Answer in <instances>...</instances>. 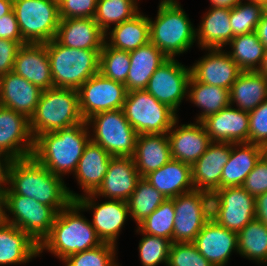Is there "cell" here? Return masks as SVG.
I'll return each instance as SVG.
<instances>
[{
	"label": "cell",
	"instance_id": "cell-1",
	"mask_svg": "<svg viewBox=\"0 0 267 266\" xmlns=\"http://www.w3.org/2000/svg\"><path fill=\"white\" fill-rule=\"evenodd\" d=\"M64 178L54 175L33 156L7 160L4 165L6 194L32 198L53 207L57 212L65 209L80 195L69 190Z\"/></svg>",
	"mask_w": 267,
	"mask_h": 266
},
{
	"label": "cell",
	"instance_id": "cell-2",
	"mask_svg": "<svg viewBox=\"0 0 267 266\" xmlns=\"http://www.w3.org/2000/svg\"><path fill=\"white\" fill-rule=\"evenodd\" d=\"M86 121L54 132L42 133L34 139L32 156L54 175L75 173L85 146L90 141Z\"/></svg>",
	"mask_w": 267,
	"mask_h": 266
},
{
	"label": "cell",
	"instance_id": "cell-3",
	"mask_svg": "<svg viewBox=\"0 0 267 266\" xmlns=\"http://www.w3.org/2000/svg\"><path fill=\"white\" fill-rule=\"evenodd\" d=\"M81 211L80 206L72 201L58 212L50 234L39 245V254L47 250L63 261L70 255L102 244L91 221L81 215Z\"/></svg>",
	"mask_w": 267,
	"mask_h": 266
},
{
	"label": "cell",
	"instance_id": "cell-4",
	"mask_svg": "<svg viewBox=\"0 0 267 266\" xmlns=\"http://www.w3.org/2000/svg\"><path fill=\"white\" fill-rule=\"evenodd\" d=\"M150 23V42L167 58L186 53L196 41V28L177 0H161Z\"/></svg>",
	"mask_w": 267,
	"mask_h": 266
},
{
	"label": "cell",
	"instance_id": "cell-5",
	"mask_svg": "<svg viewBox=\"0 0 267 266\" xmlns=\"http://www.w3.org/2000/svg\"><path fill=\"white\" fill-rule=\"evenodd\" d=\"M53 87L77 90L99 73L101 50L77 49L59 44L55 39L46 43Z\"/></svg>",
	"mask_w": 267,
	"mask_h": 266
},
{
	"label": "cell",
	"instance_id": "cell-6",
	"mask_svg": "<svg viewBox=\"0 0 267 266\" xmlns=\"http://www.w3.org/2000/svg\"><path fill=\"white\" fill-rule=\"evenodd\" d=\"M83 121L77 90L53 87L42 90L35 112L30 118V129L35 139L42 133L68 128Z\"/></svg>",
	"mask_w": 267,
	"mask_h": 266
},
{
	"label": "cell",
	"instance_id": "cell-7",
	"mask_svg": "<svg viewBox=\"0 0 267 266\" xmlns=\"http://www.w3.org/2000/svg\"><path fill=\"white\" fill-rule=\"evenodd\" d=\"M92 127L90 141L101 146L112 157H132L138 133L126 119L123 109L109 110L86 120Z\"/></svg>",
	"mask_w": 267,
	"mask_h": 266
},
{
	"label": "cell",
	"instance_id": "cell-8",
	"mask_svg": "<svg viewBox=\"0 0 267 266\" xmlns=\"http://www.w3.org/2000/svg\"><path fill=\"white\" fill-rule=\"evenodd\" d=\"M13 11L26 43L55 39L60 22L58 0H13Z\"/></svg>",
	"mask_w": 267,
	"mask_h": 266
},
{
	"label": "cell",
	"instance_id": "cell-9",
	"mask_svg": "<svg viewBox=\"0 0 267 266\" xmlns=\"http://www.w3.org/2000/svg\"><path fill=\"white\" fill-rule=\"evenodd\" d=\"M123 111L138 134H167L178 118L173 109L146 90L127 92Z\"/></svg>",
	"mask_w": 267,
	"mask_h": 266
},
{
	"label": "cell",
	"instance_id": "cell-10",
	"mask_svg": "<svg viewBox=\"0 0 267 266\" xmlns=\"http://www.w3.org/2000/svg\"><path fill=\"white\" fill-rule=\"evenodd\" d=\"M5 211L11 214L6 213L5 222L26 232L39 245L50 234L58 214L53 207L17 194H6Z\"/></svg>",
	"mask_w": 267,
	"mask_h": 266
},
{
	"label": "cell",
	"instance_id": "cell-11",
	"mask_svg": "<svg viewBox=\"0 0 267 266\" xmlns=\"http://www.w3.org/2000/svg\"><path fill=\"white\" fill-rule=\"evenodd\" d=\"M211 218L238 233L255 219V197L242 186L220 188L211 195Z\"/></svg>",
	"mask_w": 267,
	"mask_h": 266
},
{
	"label": "cell",
	"instance_id": "cell-12",
	"mask_svg": "<svg viewBox=\"0 0 267 266\" xmlns=\"http://www.w3.org/2000/svg\"><path fill=\"white\" fill-rule=\"evenodd\" d=\"M173 242H193L211 219V194L193 190L173 198Z\"/></svg>",
	"mask_w": 267,
	"mask_h": 266
},
{
	"label": "cell",
	"instance_id": "cell-13",
	"mask_svg": "<svg viewBox=\"0 0 267 266\" xmlns=\"http://www.w3.org/2000/svg\"><path fill=\"white\" fill-rule=\"evenodd\" d=\"M77 92L80 113L86 121L97 113L123 109L128 91L125 84L98 73L83 83Z\"/></svg>",
	"mask_w": 267,
	"mask_h": 266
},
{
	"label": "cell",
	"instance_id": "cell-14",
	"mask_svg": "<svg viewBox=\"0 0 267 266\" xmlns=\"http://www.w3.org/2000/svg\"><path fill=\"white\" fill-rule=\"evenodd\" d=\"M190 78V67L168 58L150 77L145 90L177 113L182 100L187 99Z\"/></svg>",
	"mask_w": 267,
	"mask_h": 266
},
{
	"label": "cell",
	"instance_id": "cell-15",
	"mask_svg": "<svg viewBox=\"0 0 267 266\" xmlns=\"http://www.w3.org/2000/svg\"><path fill=\"white\" fill-rule=\"evenodd\" d=\"M98 196L91 194L80 195L75 202L82 211H93L92 226L102 243L117 246L121 229L130 217L128 203L122 200L109 199L105 202H96Z\"/></svg>",
	"mask_w": 267,
	"mask_h": 266
},
{
	"label": "cell",
	"instance_id": "cell-16",
	"mask_svg": "<svg viewBox=\"0 0 267 266\" xmlns=\"http://www.w3.org/2000/svg\"><path fill=\"white\" fill-rule=\"evenodd\" d=\"M33 149L30 119L0 105V156L6 161L26 158Z\"/></svg>",
	"mask_w": 267,
	"mask_h": 266
},
{
	"label": "cell",
	"instance_id": "cell-17",
	"mask_svg": "<svg viewBox=\"0 0 267 266\" xmlns=\"http://www.w3.org/2000/svg\"><path fill=\"white\" fill-rule=\"evenodd\" d=\"M178 119L167 133L171 156L192 166L205 153L211 140L202 122L178 126Z\"/></svg>",
	"mask_w": 267,
	"mask_h": 266
},
{
	"label": "cell",
	"instance_id": "cell-18",
	"mask_svg": "<svg viewBox=\"0 0 267 266\" xmlns=\"http://www.w3.org/2000/svg\"><path fill=\"white\" fill-rule=\"evenodd\" d=\"M206 55L190 66L191 76L199 82L230 90L242 70L223 49H205Z\"/></svg>",
	"mask_w": 267,
	"mask_h": 266
},
{
	"label": "cell",
	"instance_id": "cell-19",
	"mask_svg": "<svg viewBox=\"0 0 267 266\" xmlns=\"http://www.w3.org/2000/svg\"><path fill=\"white\" fill-rule=\"evenodd\" d=\"M231 154V143L211 142L205 153L192 165L195 190L213 194L221 188L223 167Z\"/></svg>",
	"mask_w": 267,
	"mask_h": 266
},
{
	"label": "cell",
	"instance_id": "cell-20",
	"mask_svg": "<svg viewBox=\"0 0 267 266\" xmlns=\"http://www.w3.org/2000/svg\"><path fill=\"white\" fill-rule=\"evenodd\" d=\"M201 122L211 142L249 143V112L229 105Z\"/></svg>",
	"mask_w": 267,
	"mask_h": 266
},
{
	"label": "cell",
	"instance_id": "cell-21",
	"mask_svg": "<svg viewBox=\"0 0 267 266\" xmlns=\"http://www.w3.org/2000/svg\"><path fill=\"white\" fill-rule=\"evenodd\" d=\"M199 253L213 266H225L231 253L238 252L237 232L217 224L212 218L193 241Z\"/></svg>",
	"mask_w": 267,
	"mask_h": 266
},
{
	"label": "cell",
	"instance_id": "cell-22",
	"mask_svg": "<svg viewBox=\"0 0 267 266\" xmlns=\"http://www.w3.org/2000/svg\"><path fill=\"white\" fill-rule=\"evenodd\" d=\"M140 179L132 157H112L101 185L93 194L127 202Z\"/></svg>",
	"mask_w": 267,
	"mask_h": 266
},
{
	"label": "cell",
	"instance_id": "cell-23",
	"mask_svg": "<svg viewBox=\"0 0 267 266\" xmlns=\"http://www.w3.org/2000/svg\"><path fill=\"white\" fill-rule=\"evenodd\" d=\"M12 71L41 90L53 88L46 43L22 45L17 52Z\"/></svg>",
	"mask_w": 267,
	"mask_h": 266
},
{
	"label": "cell",
	"instance_id": "cell-24",
	"mask_svg": "<svg viewBox=\"0 0 267 266\" xmlns=\"http://www.w3.org/2000/svg\"><path fill=\"white\" fill-rule=\"evenodd\" d=\"M42 90L13 71L0 76V105L28 119L32 117Z\"/></svg>",
	"mask_w": 267,
	"mask_h": 266
},
{
	"label": "cell",
	"instance_id": "cell-25",
	"mask_svg": "<svg viewBox=\"0 0 267 266\" xmlns=\"http://www.w3.org/2000/svg\"><path fill=\"white\" fill-rule=\"evenodd\" d=\"M55 40L71 48L102 50L105 32L94 18L60 19Z\"/></svg>",
	"mask_w": 267,
	"mask_h": 266
},
{
	"label": "cell",
	"instance_id": "cell-26",
	"mask_svg": "<svg viewBox=\"0 0 267 266\" xmlns=\"http://www.w3.org/2000/svg\"><path fill=\"white\" fill-rule=\"evenodd\" d=\"M144 178L166 199H172L194 190L192 166L174 159L148 173Z\"/></svg>",
	"mask_w": 267,
	"mask_h": 266
},
{
	"label": "cell",
	"instance_id": "cell-27",
	"mask_svg": "<svg viewBox=\"0 0 267 266\" xmlns=\"http://www.w3.org/2000/svg\"><path fill=\"white\" fill-rule=\"evenodd\" d=\"M39 244L13 224L0 223V265L28 263L39 256Z\"/></svg>",
	"mask_w": 267,
	"mask_h": 266
},
{
	"label": "cell",
	"instance_id": "cell-28",
	"mask_svg": "<svg viewBox=\"0 0 267 266\" xmlns=\"http://www.w3.org/2000/svg\"><path fill=\"white\" fill-rule=\"evenodd\" d=\"M266 148L253 143H231V154L223 167L221 188L242 186Z\"/></svg>",
	"mask_w": 267,
	"mask_h": 266
},
{
	"label": "cell",
	"instance_id": "cell-29",
	"mask_svg": "<svg viewBox=\"0 0 267 266\" xmlns=\"http://www.w3.org/2000/svg\"><path fill=\"white\" fill-rule=\"evenodd\" d=\"M132 158L141 177L165 165L172 159L167 134H138Z\"/></svg>",
	"mask_w": 267,
	"mask_h": 266
},
{
	"label": "cell",
	"instance_id": "cell-30",
	"mask_svg": "<svg viewBox=\"0 0 267 266\" xmlns=\"http://www.w3.org/2000/svg\"><path fill=\"white\" fill-rule=\"evenodd\" d=\"M196 29V39L203 49H223L234 37L230 24V8L209 7Z\"/></svg>",
	"mask_w": 267,
	"mask_h": 266
},
{
	"label": "cell",
	"instance_id": "cell-31",
	"mask_svg": "<svg viewBox=\"0 0 267 266\" xmlns=\"http://www.w3.org/2000/svg\"><path fill=\"white\" fill-rule=\"evenodd\" d=\"M112 156L101 146L89 141L74 173L84 194L94 193L101 185Z\"/></svg>",
	"mask_w": 267,
	"mask_h": 266
},
{
	"label": "cell",
	"instance_id": "cell-32",
	"mask_svg": "<svg viewBox=\"0 0 267 266\" xmlns=\"http://www.w3.org/2000/svg\"><path fill=\"white\" fill-rule=\"evenodd\" d=\"M130 69L126 78L128 92L145 90L150 77L168 58L150 41L129 52Z\"/></svg>",
	"mask_w": 267,
	"mask_h": 266
},
{
	"label": "cell",
	"instance_id": "cell-33",
	"mask_svg": "<svg viewBox=\"0 0 267 266\" xmlns=\"http://www.w3.org/2000/svg\"><path fill=\"white\" fill-rule=\"evenodd\" d=\"M230 105L251 112L267 100V78L259 71H242L229 90Z\"/></svg>",
	"mask_w": 267,
	"mask_h": 266
},
{
	"label": "cell",
	"instance_id": "cell-34",
	"mask_svg": "<svg viewBox=\"0 0 267 266\" xmlns=\"http://www.w3.org/2000/svg\"><path fill=\"white\" fill-rule=\"evenodd\" d=\"M149 41L150 23L148 16L146 17L141 12L133 18L113 26L109 32H105V42L110 47L128 52L136 50Z\"/></svg>",
	"mask_w": 267,
	"mask_h": 266
},
{
	"label": "cell",
	"instance_id": "cell-35",
	"mask_svg": "<svg viewBox=\"0 0 267 266\" xmlns=\"http://www.w3.org/2000/svg\"><path fill=\"white\" fill-rule=\"evenodd\" d=\"M188 99L202 109L196 118L199 122L230 105L229 90L196 81L192 76L188 85Z\"/></svg>",
	"mask_w": 267,
	"mask_h": 266
},
{
	"label": "cell",
	"instance_id": "cell-36",
	"mask_svg": "<svg viewBox=\"0 0 267 266\" xmlns=\"http://www.w3.org/2000/svg\"><path fill=\"white\" fill-rule=\"evenodd\" d=\"M227 45L231 48L227 53L242 71H259L266 48L256 31L236 35Z\"/></svg>",
	"mask_w": 267,
	"mask_h": 266
},
{
	"label": "cell",
	"instance_id": "cell-37",
	"mask_svg": "<svg viewBox=\"0 0 267 266\" xmlns=\"http://www.w3.org/2000/svg\"><path fill=\"white\" fill-rule=\"evenodd\" d=\"M238 254L257 262L267 264V226L254 219L237 233Z\"/></svg>",
	"mask_w": 267,
	"mask_h": 266
},
{
	"label": "cell",
	"instance_id": "cell-38",
	"mask_svg": "<svg viewBox=\"0 0 267 266\" xmlns=\"http://www.w3.org/2000/svg\"><path fill=\"white\" fill-rule=\"evenodd\" d=\"M165 200L166 198L161 192L146 181L144 177H141L127 201L130 218L132 217L138 225L152 214Z\"/></svg>",
	"mask_w": 267,
	"mask_h": 266
},
{
	"label": "cell",
	"instance_id": "cell-39",
	"mask_svg": "<svg viewBox=\"0 0 267 266\" xmlns=\"http://www.w3.org/2000/svg\"><path fill=\"white\" fill-rule=\"evenodd\" d=\"M138 1L97 0L94 20L104 32H108L111 24L118 25L139 13Z\"/></svg>",
	"mask_w": 267,
	"mask_h": 266
},
{
	"label": "cell",
	"instance_id": "cell-40",
	"mask_svg": "<svg viewBox=\"0 0 267 266\" xmlns=\"http://www.w3.org/2000/svg\"><path fill=\"white\" fill-rule=\"evenodd\" d=\"M174 220L173 198L166 199L152 214L136 225V232L163 237L173 243Z\"/></svg>",
	"mask_w": 267,
	"mask_h": 266
},
{
	"label": "cell",
	"instance_id": "cell-41",
	"mask_svg": "<svg viewBox=\"0 0 267 266\" xmlns=\"http://www.w3.org/2000/svg\"><path fill=\"white\" fill-rule=\"evenodd\" d=\"M243 0L230 9V24L234 36L256 31L263 17V3L256 0Z\"/></svg>",
	"mask_w": 267,
	"mask_h": 266
},
{
	"label": "cell",
	"instance_id": "cell-42",
	"mask_svg": "<svg viewBox=\"0 0 267 266\" xmlns=\"http://www.w3.org/2000/svg\"><path fill=\"white\" fill-rule=\"evenodd\" d=\"M129 69V52L110 47L105 42L100 51L99 73L105 78L125 84Z\"/></svg>",
	"mask_w": 267,
	"mask_h": 266
},
{
	"label": "cell",
	"instance_id": "cell-43",
	"mask_svg": "<svg viewBox=\"0 0 267 266\" xmlns=\"http://www.w3.org/2000/svg\"><path fill=\"white\" fill-rule=\"evenodd\" d=\"M116 245L102 243L96 248L70 255L63 260L65 266H120L116 262Z\"/></svg>",
	"mask_w": 267,
	"mask_h": 266
},
{
	"label": "cell",
	"instance_id": "cell-44",
	"mask_svg": "<svg viewBox=\"0 0 267 266\" xmlns=\"http://www.w3.org/2000/svg\"><path fill=\"white\" fill-rule=\"evenodd\" d=\"M141 234L143 237L138 249L142 266H157L162 263L167 266L172 242L163 237Z\"/></svg>",
	"mask_w": 267,
	"mask_h": 266
},
{
	"label": "cell",
	"instance_id": "cell-45",
	"mask_svg": "<svg viewBox=\"0 0 267 266\" xmlns=\"http://www.w3.org/2000/svg\"><path fill=\"white\" fill-rule=\"evenodd\" d=\"M167 266H213L197 250L193 242H173Z\"/></svg>",
	"mask_w": 267,
	"mask_h": 266
},
{
	"label": "cell",
	"instance_id": "cell-46",
	"mask_svg": "<svg viewBox=\"0 0 267 266\" xmlns=\"http://www.w3.org/2000/svg\"><path fill=\"white\" fill-rule=\"evenodd\" d=\"M249 143L267 149V100L249 112Z\"/></svg>",
	"mask_w": 267,
	"mask_h": 266
},
{
	"label": "cell",
	"instance_id": "cell-47",
	"mask_svg": "<svg viewBox=\"0 0 267 266\" xmlns=\"http://www.w3.org/2000/svg\"><path fill=\"white\" fill-rule=\"evenodd\" d=\"M97 0H58L60 19L94 18Z\"/></svg>",
	"mask_w": 267,
	"mask_h": 266
},
{
	"label": "cell",
	"instance_id": "cell-48",
	"mask_svg": "<svg viewBox=\"0 0 267 266\" xmlns=\"http://www.w3.org/2000/svg\"><path fill=\"white\" fill-rule=\"evenodd\" d=\"M242 187L254 197L267 192V153L256 163Z\"/></svg>",
	"mask_w": 267,
	"mask_h": 266
},
{
	"label": "cell",
	"instance_id": "cell-49",
	"mask_svg": "<svg viewBox=\"0 0 267 266\" xmlns=\"http://www.w3.org/2000/svg\"><path fill=\"white\" fill-rule=\"evenodd\" d=\"M24 44L27 43L0 39V76L5 75L13 70L17 52Z\"/></svg>",
	"mask_w": 267,
	"mask_h": 266
},
{
	"label": "cell",
	"instance_id": "cell-50",
	"mask_svg": "<svg viewBox=\"0 0 267 266\" xmlns=\"http://www.w3.org/2000/svg\"><path fill=\"white\" fill-rule=\"evenodd\" d=\"M0 39L25 42L19 30L14 11L0 17Z\"/></svg>",
	"mask_w": 267,
	"mask_h": 266
},
{
	"label": "cell",
	"instance_id": "cell-51",
	"mask_svg": "<svg viewBox=\"0 0 267 266\" xmlns=\"http://www.w3.org/2000/svg\"><path fill=\"white\" fill-rule=\"evenodd\" d=\"M255 219L267 226V192L255 197Z\"/></svg>",
	"mask_w": 267,
	"mask_h": 266
},
{
	"label": "cell",
	"instance_id": "cell-52",
	"mask_svg": "<svg viewBox=\"0 0 267 266\" xmlns=\"http://www.w3.org/2000/svg\"><path fill=\"white\" fill-rule=\"evenodd\" d=\"M259 40L267 49V19L263 16L256 28Z\"/></svg>",
	"mask_w": 267,
	"mask_h": 266
},
{
	"label": "cell",
	"instance_id": "cell-53",
	"mask_svg": "<svg viewBox=\"0 0 267 266\" xmlns=\"http://www.w3.org/2000/svg\"><path fill=\"white\" fill-rule=\"evenodd\" d=\"M5 206H6V184L5 182H0V223L5 221L6 217Z\"/></svg>",
	"mask_w": 267,
	"mask_h": 266
},
{
	"label": "cell",
	"instance_id": "cell-54",
	"mask_svg": "<svg viewBox=\"0 0 267 266\" xmlns=\"http://www.w3.org/2000/svg\"><path fill=\"white\" fill-rule=\"evenodd\" d=\"M211 6L232 8L234 5L242 0H209Z\"/></svg>",
	"mask_w": 267,
	"mask_h": 266
},
{
	"label": "cell",
	"instance_id": "cell-55",
	"mask_svg": "<svg viewBox=\"0 0 267 266\" xmlns=\"http://www.w3.org/2000/svg\"><path fill=\"white\" fill-rule=\"evenodd\" d=\"M13 10V0H0V17Z\"/></svg>",
	"mask_w": 267,
	"mask_h": 266
},
{
	"label": "cell",
	"instance_id": "cell-56",
	"mask_svg": "<svg viewBox=\"0 0 267 266\" xmlns=\"http://www.w3.org/2000/svg\"><path fill=\"white\" fill-rule=\"evenodd\" d=\"M259 72L267 78V49H265L263 63L259 69Z\"/></svg>",
	"mask_w": 267,
	"mask_h": 266
},
{
	"label": "cell",
	"instance_id": "cell-57",
	"mask_svg": "<svg viewBox=\"0 0 267 266\" xmlns=\"http://www.w3.org/2000/svg\"><path fill=\"white\" fill-rule=\"evenodd\" d=\"M6 160H4L0 156V182H5L4 180V165H5Z\"/></svg>",
	"mask_w": 267,
	"mask_h": 266
},
{
	"label": "cell",
	"instance_id": "cell-58",
	"mask_svg": "<svg viewBox=\"0 0 267 266\" xmlns=\"http://www.w3.org/2000/svg\"><path fill=\"white\" fill-rule=\"evenodd\" d=\"M263 16L267 19V2L263 3Z\"/></svg>",
	"mask_w": 267,
	"mask_h": 266
},
{
	"label": "cell",
	"instance_id": "cell-59",
	"mask_svg": "<svg viewBox=\"0 0 267 266\" xmlns=\"http://www.w3.org/2000/svg\"><path fill=\"white\" fill-rule=\"evenodd\" d=\"M256 1H259V2H262V3L267 2V0H256Z\"/></svg>",
	"mask_w": 267,
	"mask_h": 266
}]
</instances>
